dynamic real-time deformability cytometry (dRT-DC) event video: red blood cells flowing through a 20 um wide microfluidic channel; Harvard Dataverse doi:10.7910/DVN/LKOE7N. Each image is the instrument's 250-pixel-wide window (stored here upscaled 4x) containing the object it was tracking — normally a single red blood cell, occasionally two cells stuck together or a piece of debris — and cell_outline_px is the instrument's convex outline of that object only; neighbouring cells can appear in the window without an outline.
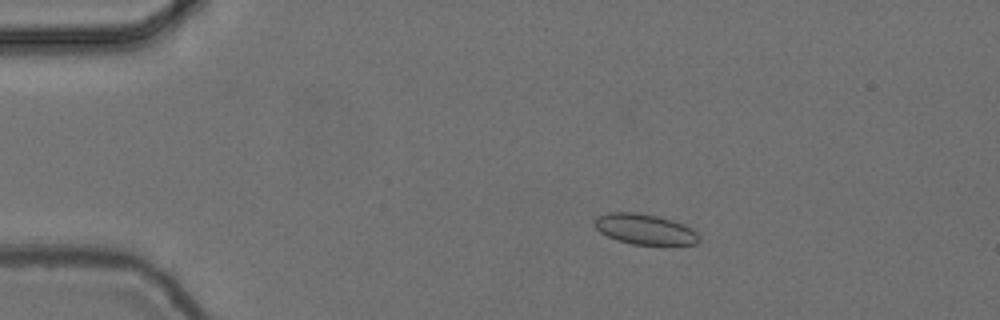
{"species": "common noctule bat (a hibernating species)", "species_latin": "Nyctalus noctula", "temperature_condition": "cold", "stored_images_in_passage": 56, "camera_frame_rate_fps": 3000, "um_per_image_px": 0.085, "animal": {"sex": "female", "body_mass_g": 24.6, "forearm_length_mm": 56.2}, "frame": {"image": 1, "passage_image": 11, "time_ms": 3.333, "image_size_px": [1000, 320], "cell_outline_px": [[700, 240], [696, 244], [632, 244], [616, 240], [600, 232], [592, 224], [596, 216], [608, 212], [636, 212], [656, 216], [672, 220], [684, 224], [692, 228], [700, 236]], "centroid_in_image_um": [54.78, 19.47], "position_along_channel_um": 30.2, "area_um2": 18.61}}
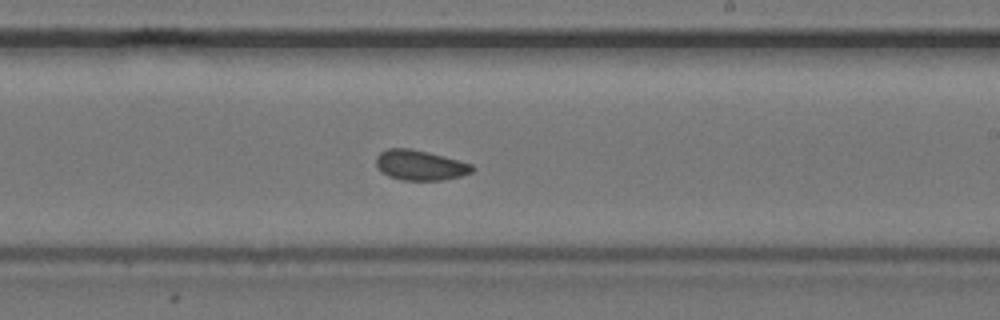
{"frame": {"image": 2, "passage_image": 34, "time_ms": 11.0, "image_size_px": [1000, 320], "cell_outline_px": [[476, 168], [472, 172], [460, 176], [444, 180], [404, 180], [388, 176], [376, 164], [376, 156], [380, 152], [388, 148], [412, 148], [444, 156], [472, 164]], "centroid_in_image_um": [35.73, 14.03], "position_along_channel_um": 253.3, "area_um2": 16.82}}
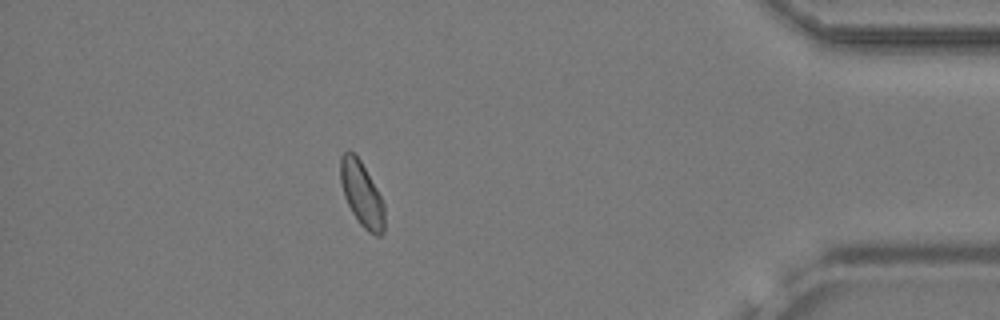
{"frame": {"image": 3, "passage_image": 50, "time_ms": 16.333, "image_size_px": [1000, 320], "cell_outline_px": [[384, 232], [380, 236], [376, 236], [368, 232], [360, 224], [352, 212], [344, 196], [340, 180], [340, 156], [348, 148], [360, 160], [376, 188], [384, 204]], "centroid_in_image_um": [30.73, 16.5], "position_along_channel_um": 404.5, "area_um2": 16.53}, "authors_computed_cell_mechanics": {"area_um2": 17.0799, "velocity_mm_per_s": 3.6849, "shape_relaxation_time_tau1_ms": 7.8168, "shape_relaxation_time_tau2_ms": 1.6914, "deformation_change_tau1": 0.0667, "deformation_change_tau2": 0.0506}}